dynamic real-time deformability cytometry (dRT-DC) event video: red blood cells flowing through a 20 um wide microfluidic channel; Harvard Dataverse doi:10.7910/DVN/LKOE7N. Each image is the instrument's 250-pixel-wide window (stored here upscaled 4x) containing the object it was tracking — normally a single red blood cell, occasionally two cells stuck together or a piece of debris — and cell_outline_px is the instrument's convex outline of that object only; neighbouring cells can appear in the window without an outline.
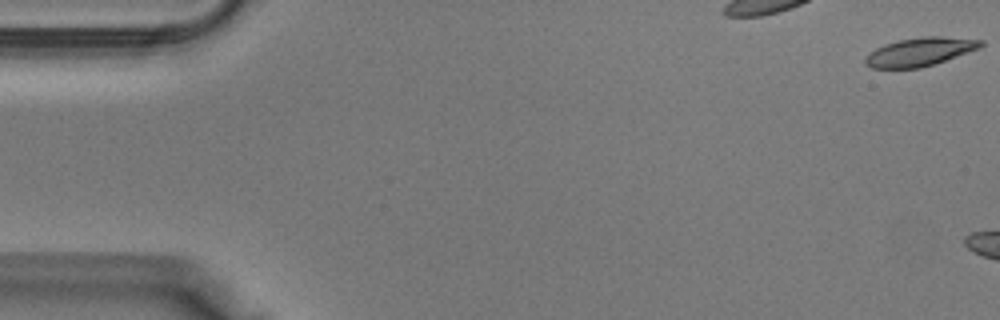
{"species": "Egyptian fruit bat (a non-hibernating species)", "species_latin": "Rousettus aegyptiacus", "temperature_condition": "warm", "stored_images_in_passage": 5, "camera_frame_rate_fps": 3000, "um_per_image_px": 0.085, "animal": {"sex": "male"}, "frame": {"image": 1, "passage_image": 1, "time_ms": 0.0, "image_size_px": [1000, 320], "cell_outline_px": [[984, 44], [980, 48], [920, 68], [872, 68], [864, 64], [864, 60], [876, 48], [884, 44], [896, 40], [920, 36], [944, 36], [984, 40]], "centroid_in_image_um": [78.19, 4.38], "position_along_channel_um": 6.8, "area_um2": 19.07}}